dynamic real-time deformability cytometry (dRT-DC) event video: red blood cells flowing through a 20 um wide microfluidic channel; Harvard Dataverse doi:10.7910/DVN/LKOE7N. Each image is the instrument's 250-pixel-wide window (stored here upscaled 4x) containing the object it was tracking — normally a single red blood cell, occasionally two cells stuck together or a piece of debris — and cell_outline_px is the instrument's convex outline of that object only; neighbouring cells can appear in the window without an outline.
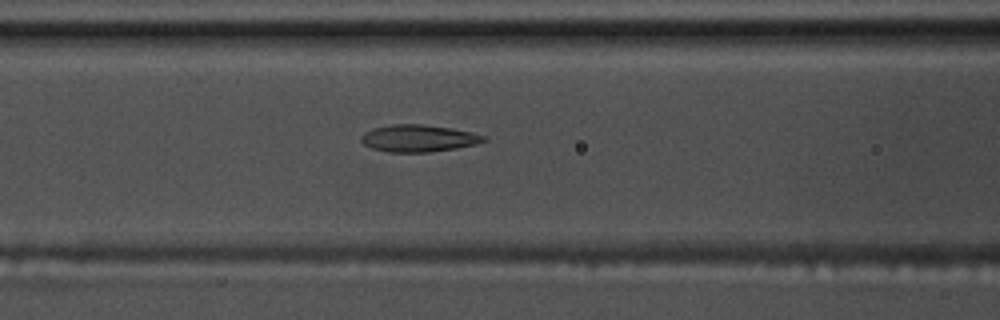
{"species": "common noctule bat (a hibernating species)", "species_latin": "Nyctalus noctula", "temperature_condition": "warm", "stored_images_in_passage": 6, "camera_frame_rate_fps": 3000, "um_per_image_px": 0.085, "animal": {"sex": "male", "body_mass_g": 17.5, "forearm_length_mm": 52.3}, "frame": {"image": 1, "passage_image": 6, "time_ms": 1.667, "image_size_px": [1000, 320], "cell_outline_px": [[488, 140], [476, 144], [456, 148], [428, 152], [388, 152], [372, 148], [364, 144], [360, 140], [360, 136], [364, 132], [372, 128], [392, 124], [420, 124], [452, 128], [472, 132], [484, 136]], "centroid_in_image_um": [35.55, 11.75], "position_along_channel_um": 131.1, "area_um2": 19.36}}